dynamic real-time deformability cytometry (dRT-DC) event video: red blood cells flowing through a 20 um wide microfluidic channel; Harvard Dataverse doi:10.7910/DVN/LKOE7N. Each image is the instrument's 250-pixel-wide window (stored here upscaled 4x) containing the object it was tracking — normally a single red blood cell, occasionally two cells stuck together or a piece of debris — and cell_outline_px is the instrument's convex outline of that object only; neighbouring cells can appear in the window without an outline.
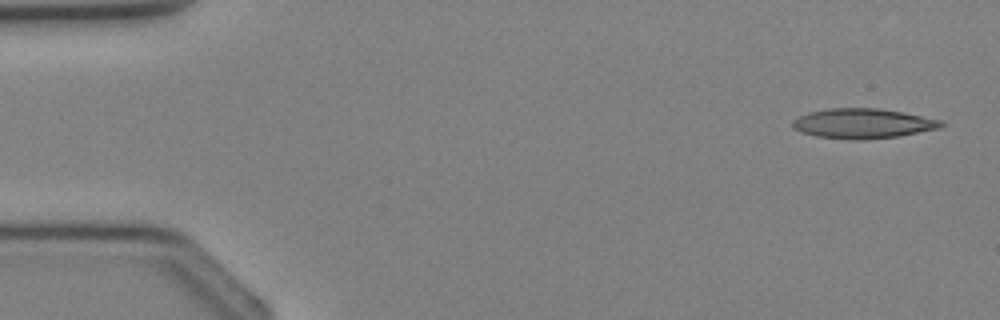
{"species": "Egyptian fruit bat (a non-hibernating species)", "species_latin": "Rousettus aegyptiacus", "temperature_condition": "cold", "stored_images_in_passage": 4, "camera_frame_rate_fps": 3000, "um_per_image_px": 0.085, "animal": {"sex": "female"}, "frame": {"image": 1, "passage_image": 1, "time_ms": 0.0, "image_size_px": [1000, 320], "cell_outline_px": [[944, 124], [940, 128], [896, 136], [860, 140], [852, 140], [816, 136], [792, 128], [792, 120], [808, 112], [832, 108], [880, 108], [904, 112], [940, 120]], "centroid_in_image_um": [73.32, 10.49], "position_along_channel_um": 11.7, "area_um2": 25.66}}